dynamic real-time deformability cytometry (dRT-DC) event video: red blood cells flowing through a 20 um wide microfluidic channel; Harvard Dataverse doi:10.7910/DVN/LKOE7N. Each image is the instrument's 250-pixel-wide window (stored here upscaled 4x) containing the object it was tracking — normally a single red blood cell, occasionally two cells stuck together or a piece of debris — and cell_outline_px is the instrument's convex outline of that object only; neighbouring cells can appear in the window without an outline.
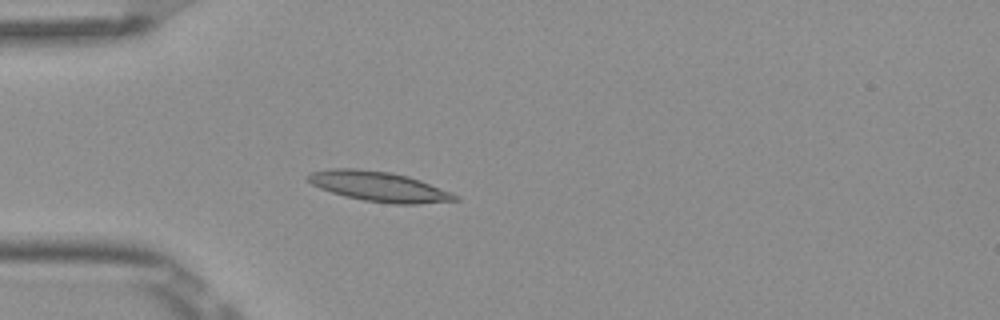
{"species": "Egyptian fruit bat (a non-hibernating species)", "species_latin": "Rousettus aegyptiacus", "temperature_condition": "room temperature", "stored_images_in_passage": 5, "camera_frame_rate_fps": 3000, "um_per_image_px": 0.085, "frame": {"image": 1, "passage_image": 5, "time_ms": 1.333, "image_size_px": [1000, 320], "cell_outline_px": [[460, 200], [416, 204], [396, 204], [364, 200], [344, 196], [320, 188], [312, 184], [304, 176], [308, 172], [332, 168], [356, 168], [392, 172], [408, 176], [420, 180], [452, 192], [460, 196]], "centroid_in_image_um": [32.2, 15.84], "position_along_channel_um": 52.8, "area_um2": 25.84}}